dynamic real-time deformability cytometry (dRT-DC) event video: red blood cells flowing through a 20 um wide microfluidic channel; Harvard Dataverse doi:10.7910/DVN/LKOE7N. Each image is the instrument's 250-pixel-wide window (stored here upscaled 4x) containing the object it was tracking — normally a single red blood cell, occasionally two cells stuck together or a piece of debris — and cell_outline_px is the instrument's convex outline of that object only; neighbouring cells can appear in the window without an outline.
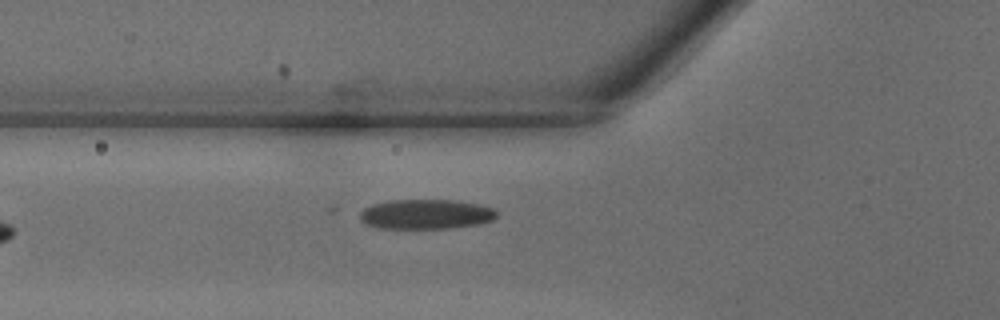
{"species": "common noctule bat (a hibernating species)", "species_latin": "Nyctalus noctula", "temperature_condition": "warm", "stored_images_in_passage": 26, "camera_frame_rate_fps": 3000, "um_per_image_px": 0.085, "animal": {"sex": "male", "body_mass_g": 18.8}, "frame": {"image": 1, "passage_image": 2, "time_ms": 0.333, "image_size_px": [1000, 320], "cell_outline_px": [[500, 212], [492, 220], [480, 224], [452, 228], [376, 228], [364, 224], [360, 220], [360, 212], [364, 208], [372, 204], [388, 200], [456, 200], [496, 208]], "centroid_in_image_um": [36.21, 18.21], "position_along_channel_um": 89.6, "area_um2": 24.04}}
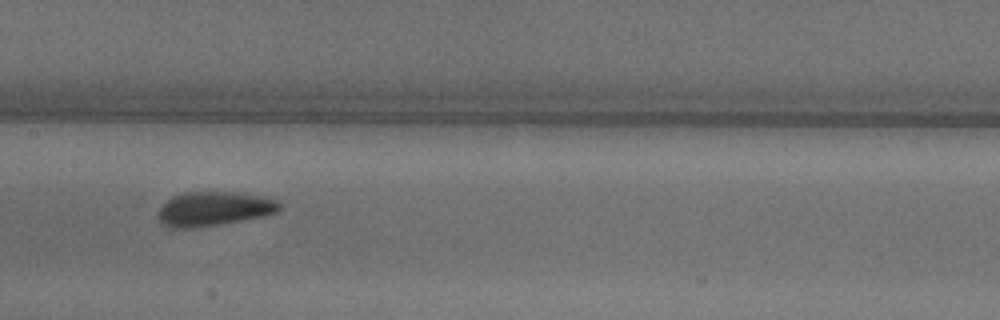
{"frame": {"image": 2, "passage_image": 8, "time_ms": 2.333, "image_size_px": [1000, 320], "cell_outline_px": [[280, 208], [276, 212], [264, 216], [220, 224], [196, 228], [168, 228], [156, 216], [156, 212], [172, 196], [184, 192], [244, 192], [272, 196], [280, 200]], "centroid_in_image_um": [18.23, 17.73], "position_along_channel_um": 189.2, "area_um2": 24.8}}
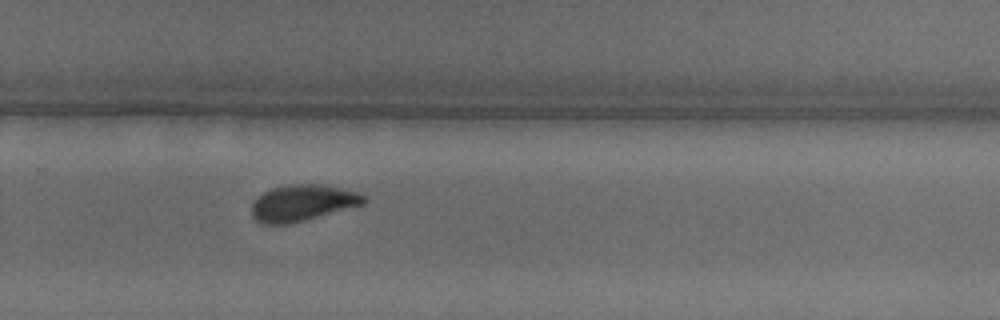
{"frame": {"image": 3, "passage_image": 15, "time_ms": 4.667, "image_size_px": [1000, 320], "cell_outline_px": [[368, 200], [364, 204], [292, 224], [260, 224], [252, 216], [252, 204], [264, 192], [272, 188], [288, 184], [320, 184], [360, 192]], "centroid_in_image_um": [25.73, 17.25], "position_along_channel_um": 304.1, "area_um2": 23.81}}